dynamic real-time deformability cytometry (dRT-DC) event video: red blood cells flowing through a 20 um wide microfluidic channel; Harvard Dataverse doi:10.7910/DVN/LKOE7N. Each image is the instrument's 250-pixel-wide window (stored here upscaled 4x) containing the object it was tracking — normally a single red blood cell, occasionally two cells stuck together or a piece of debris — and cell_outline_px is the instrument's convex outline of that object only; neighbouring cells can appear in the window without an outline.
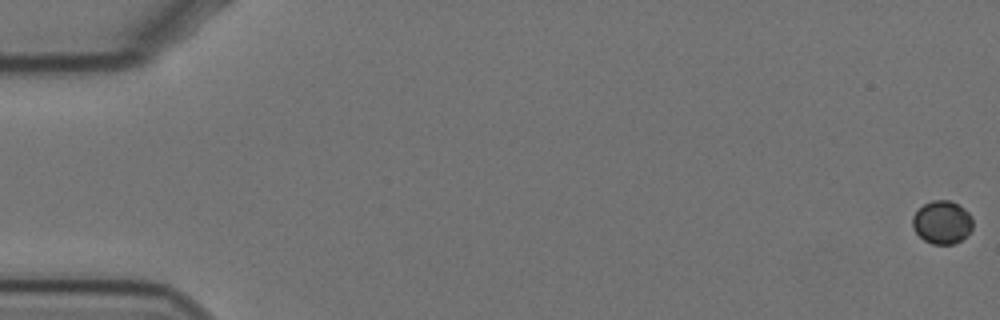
{"species": "Egyptian fruit bat (a non-hibernating species)", "species_latin": "Rousettus aegyptiacus", "temperature_condition": "cold", "stored_images_in_passage": 11, "camera_frame_rate_fps": 3000, "um_per_image_px": 0.085, "animal": {"sex": "female"}, "frame": {"image": 1, "passage_image": 1, "time_ms": 0.0, "image_size_px": [1000, 320], "cell_outline_px": [[972, 228], [960, 240], [952, 244], [932, 244], [924, 240], [912, 228], [912, 216], [924, 204], [932, 200], [948, 200], [964, 208], [972, 216]], "centroid_in_image_um": [80.06, 18.89], "position_along_channel_um": 4.9, "area_um2": 14.97}}